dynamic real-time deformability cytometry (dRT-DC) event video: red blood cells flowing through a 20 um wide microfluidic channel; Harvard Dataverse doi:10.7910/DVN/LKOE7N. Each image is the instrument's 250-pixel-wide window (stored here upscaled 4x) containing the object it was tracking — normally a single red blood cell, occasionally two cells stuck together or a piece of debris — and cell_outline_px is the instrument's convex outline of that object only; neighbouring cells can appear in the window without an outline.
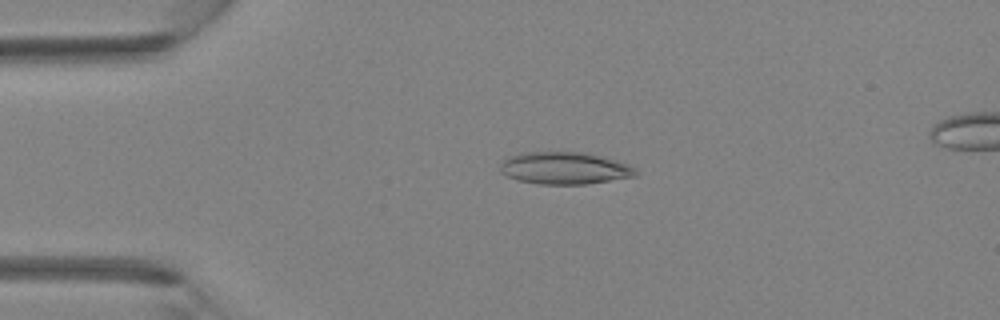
{"species": "Egyptian fruit bat (a non-hibernating species)", "species_latin": "Rousettus aegyptiacus", "temperature_condition": "room temperature", "stored_images_in_passage": 3, "camera_frame_rate_fps": 3000, "um_per_image_px": 0.085, "animal": {"sex": "female"}, "frame": {"image": 1, "passage_image": 2, "time_ms": 0.333, "image_size_px": [1000, 320], "cell_outline_px": [[640, 172], [636, 176], [588, 184], [540, 184], [516, 180], [500, 172], [500, 164], [508, 156], [524, 152], [588, 152], [616, 160], [628, 164], [636, 168]], "centroid_in_image_um": [48.02, 14.29], "position_along_channel_um": 37.0, "area_um2": 25.72}}